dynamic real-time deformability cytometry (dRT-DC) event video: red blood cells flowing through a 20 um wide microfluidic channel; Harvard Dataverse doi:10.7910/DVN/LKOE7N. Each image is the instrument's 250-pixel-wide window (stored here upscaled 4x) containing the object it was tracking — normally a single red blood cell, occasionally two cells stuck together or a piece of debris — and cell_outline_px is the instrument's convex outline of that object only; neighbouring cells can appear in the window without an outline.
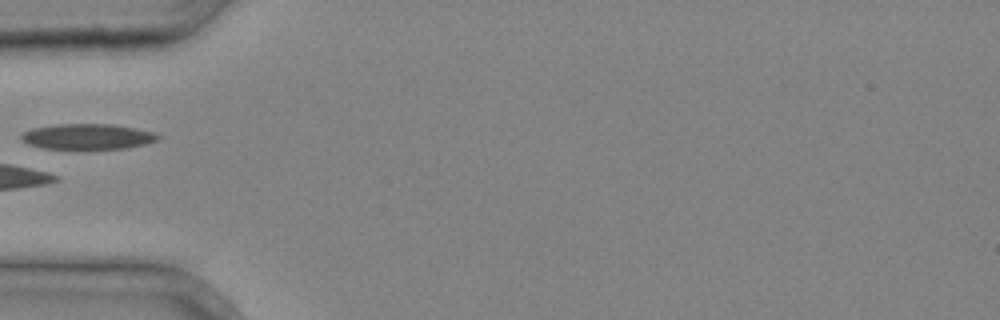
{"species": "common noctule bat (a hibernating species)", "species_latin": "Nyctalus noctula", "temperature_condition": "cold", "stored_images_in_passage": 3, "camera_frame_rate_fps": 3000, "um_per_image_px": 0.085, "animal": {"sex": "male", "body_mass_g": 20.4}, "frame": {"image": 1, "passage_image": 3, "time_ms": 0.667, "image_size_px": [1000, 320], "cell_outline_px": [[160, 140], [128, 148], [44, 148], [28, 144], [20, 136], [24, 132], [32, 128], [56, 124], [112, 124], [152, 132], [160, 136]], "centroid_in_image_um": [7.45, 11.6], "position_along_channel_um": 77.5, "area_um2": 19.94}}